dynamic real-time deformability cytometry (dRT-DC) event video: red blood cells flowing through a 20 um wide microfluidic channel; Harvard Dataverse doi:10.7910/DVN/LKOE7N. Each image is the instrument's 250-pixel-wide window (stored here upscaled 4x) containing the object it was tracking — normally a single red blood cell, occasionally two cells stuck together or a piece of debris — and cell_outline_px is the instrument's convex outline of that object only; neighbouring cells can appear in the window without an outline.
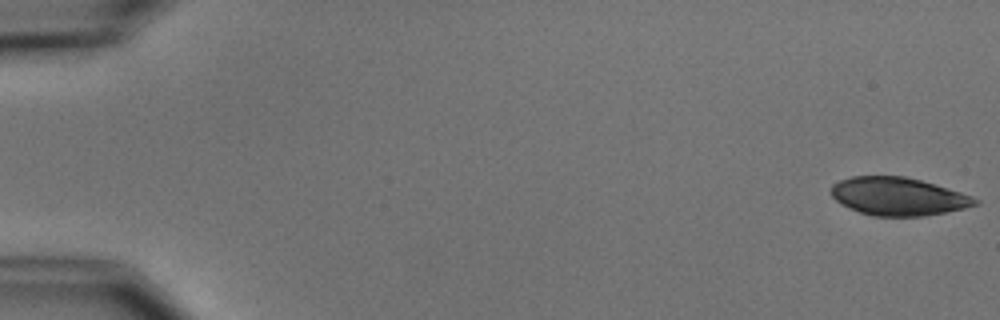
{"species": "common noctule bat (a hibernating species)", "species_latin": "Nyctalus noctula", "temperature_condition": "cold", "stored_images_in_passage": 6, "camera_frame_rate_fps": 3000, "um_per_image_px": 0.085, "animal": {"sex": "male", "body_mass_g": 15.6}, "frame": {"image": 1, "passage_image": 1, "time_ms": 0.0, "image_size_px": [1000, 320], "cell_outline_px": [[980, 204], [964, 208], [924, 216], [872, 216], [848, 208], [840, 204], [828, 192], [832, 184], [840, 180], [852, 176], [904, 176], [920, 180], [960, 192], [972, 196], [980, 200]], "centroid_in_image_um": [76.3, 16.7], "position_along_channel_um": 8.7, "area_um2": 31.96}}